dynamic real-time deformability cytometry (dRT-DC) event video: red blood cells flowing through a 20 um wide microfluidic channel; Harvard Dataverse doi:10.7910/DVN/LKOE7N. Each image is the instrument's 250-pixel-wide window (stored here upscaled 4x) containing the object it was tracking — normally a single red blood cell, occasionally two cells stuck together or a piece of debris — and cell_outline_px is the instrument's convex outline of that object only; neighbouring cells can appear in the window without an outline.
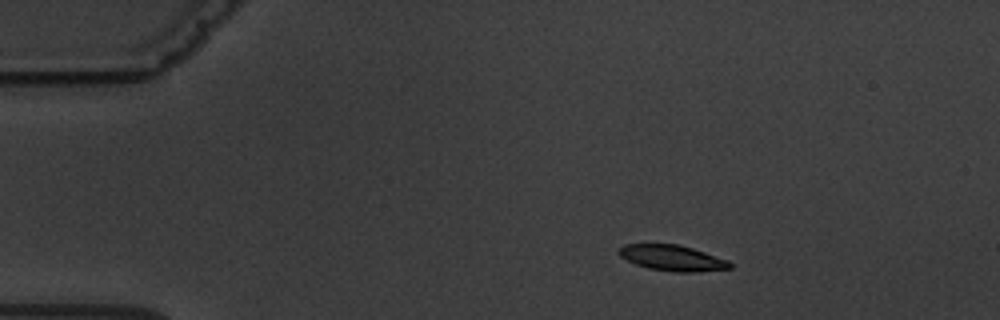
{"species": "common noctule bat (a hibernating species)", "species_latin": "Nyctalus noctula", "temperature_condition": "warm", "stored_images_in_passage": 4, "camera_frame_rate_fps": 3000, "um_per_image_px": 0.085, "animal": {"sex": "male", "body_mass_g": 19.5, "forearm_length_mm": 54.6}, "frame": {"image": 1, "passage_image": 2, "time_ms": 2.0, "image_size_px": [1000, 320], "cell_outline_px": [[732, 268], [696, 272], [672, 272], [648, 268], [636, 264], [620, 256], [616, 252], [624, 244], [676, 244], [692, 248], [728, 260], [732, 264]], "centroid_in_image_um": [57.14, 21.93], "position_along_channel_um": 27.9, "area_um2": 16.59}}